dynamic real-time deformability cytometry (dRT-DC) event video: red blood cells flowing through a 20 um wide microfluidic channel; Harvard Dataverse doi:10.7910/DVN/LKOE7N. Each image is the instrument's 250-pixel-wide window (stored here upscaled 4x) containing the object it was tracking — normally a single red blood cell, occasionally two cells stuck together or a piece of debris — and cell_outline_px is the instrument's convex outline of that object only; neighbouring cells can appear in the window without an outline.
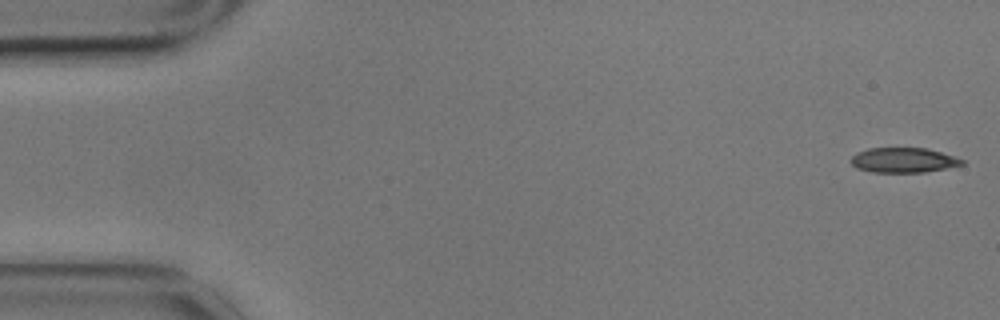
{"species": "common noctule bat (a hibernating species)", "species_latin": "Nyctalus noctula", "temperature_condition": "cold", "stored_images_in_passage": 50, "camera_frame_rate_fps": 3000, "um_per_image_px": 0.085, "animal": {"sex": "male", "body_mass_g": 17.9}, "frame": {"image": 1, "passage_image": 1, "time_ms": 0.0, "image_size_px": [1000, 320], "cell_outline_px": [[964, 164], [924, 172], [872, 172], [856, 168], [852, 164], [852, 156], [856, 152], [868, 148], [924, 148], [956, 156], [964, 160]], "centroid_in_image_um": [76.78, 13.61], "position_along_channel_um": 8.2, "area_um2": 16.01}}
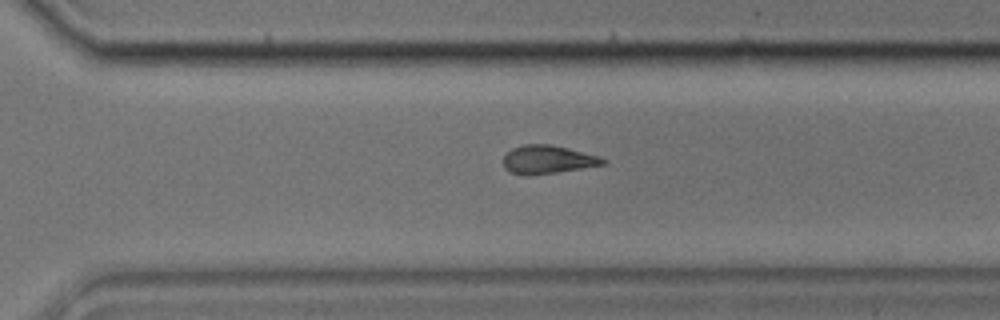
{"frame": {"image": 2, "passage_image": 39, "time_ms": 12.667, "image_size_px": [1000, 320], "cell_outline_px": [[608, 164], [556, 172], [528, 176], [508, 172], [504, 168], [504, 156], [512, 148], [524, 144], [548, 144], [568, 148], [600, 156], [608, 160]], "centroid_in_image_um": [46.57, 13.57], "position_along_channel_um": 324.0, "area_um2": 16.59}}
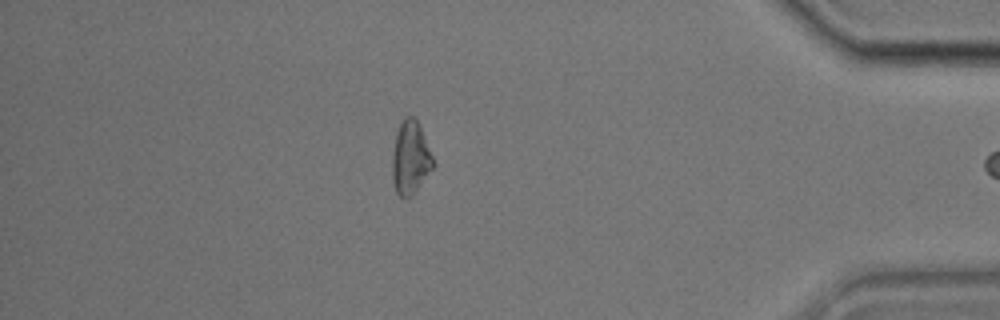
{"frame": {"image": 3, "passage_image": 49, "time_ms": 16.0, "image_size_px": [1000, 320], "cell_outline_px": [[436, 164], [412, 196], [408, 200], [404, 200], [396, 192], [392, 180], [392, 156], [396, 136], [400, 124], [404, 116], [412, 116], [420, 124]], "centroid_in_image_um": [34.9, 13.45], "position_along_channel_um": 400.3, "area_um2": 17.69}}